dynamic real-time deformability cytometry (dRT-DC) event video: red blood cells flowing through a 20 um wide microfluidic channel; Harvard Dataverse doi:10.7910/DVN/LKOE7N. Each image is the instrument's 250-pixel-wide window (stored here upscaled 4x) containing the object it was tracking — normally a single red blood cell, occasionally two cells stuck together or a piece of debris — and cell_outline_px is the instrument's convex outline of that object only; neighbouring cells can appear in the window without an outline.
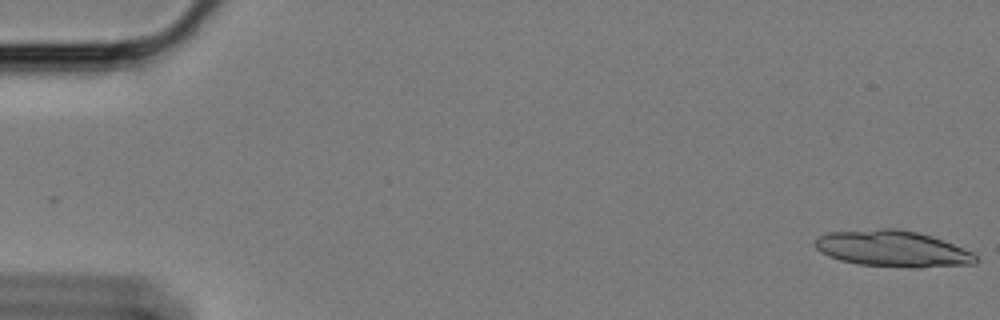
{"species": "Egyptian fruit bat (a non-hibernating species)", "species_latin": "Rousettus aegyptiacus", "temperature_condition": "cold", "stored_images_in_passage": 33, "segment_of_instrument_passage": [1, 2], "camera_frame_rate_fps": 3000, "um_per_image_px": 0.085, "animal": {"sex": "female"}, "frame": {"image": 1, "passage_image": 1, "time_ms": 0.0, "image_size_px": [1000, 320], "cell_outline_px": [[980, 260], [976, 264], [920, 268], [856, 264], [840, 260], [828, 256], [820, 252], [812, 244], [812, 240], [816, 236], [828, 232], [880, 228], [896, 228], [916, 232], [932, 236], [972, 252]], "centroid_in_image_um": [75.83, 21.14], "position_along_channel_um": 9.2, "area_um2": 34.33}}